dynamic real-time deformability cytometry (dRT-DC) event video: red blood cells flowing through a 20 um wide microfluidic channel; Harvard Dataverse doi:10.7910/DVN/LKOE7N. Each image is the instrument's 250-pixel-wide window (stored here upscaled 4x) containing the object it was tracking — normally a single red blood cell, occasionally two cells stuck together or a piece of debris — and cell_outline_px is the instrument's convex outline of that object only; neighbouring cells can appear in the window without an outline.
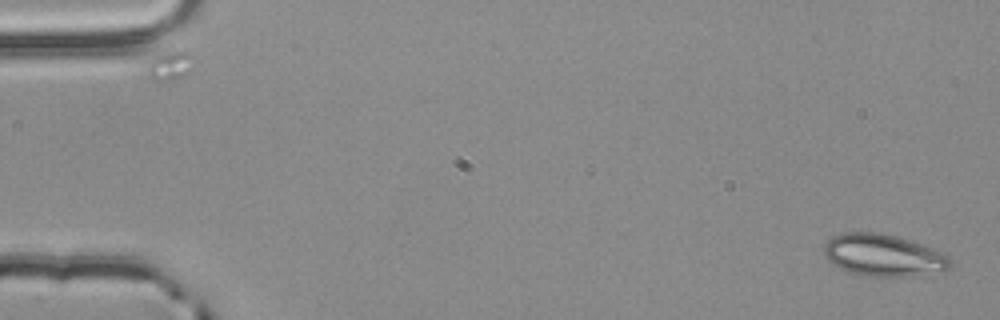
{"species": "common noctule bat (a hibernating species)", "species_latin": "Nyctalus noctula", "temperature_condition": "room temperature", "stored_images_in_passage": 4, "camera_frame_rate_fps": 3000, "um_per_image_px": 0.085, "animal": {"sex": "male", "body_mass_g": 20.4}, "frame": {"image": 1, "passage_image": 1, "time_ms": 0.0, "image_size_px": [1000, 320], "cell_outline_px": [[952, 264], [948, 268], [912, 276], [864, 276], [848, 272], [832, 264], [828, 260], [824, 252], [824, 244], [832, 236], [844, 232], [880, 232], [896, 236], [944, 252], [952, 260]], "centroid_in_image_um": [75.05, 21.68], "position_along_channel_um": 10.0, "area_um2": 30.81}}